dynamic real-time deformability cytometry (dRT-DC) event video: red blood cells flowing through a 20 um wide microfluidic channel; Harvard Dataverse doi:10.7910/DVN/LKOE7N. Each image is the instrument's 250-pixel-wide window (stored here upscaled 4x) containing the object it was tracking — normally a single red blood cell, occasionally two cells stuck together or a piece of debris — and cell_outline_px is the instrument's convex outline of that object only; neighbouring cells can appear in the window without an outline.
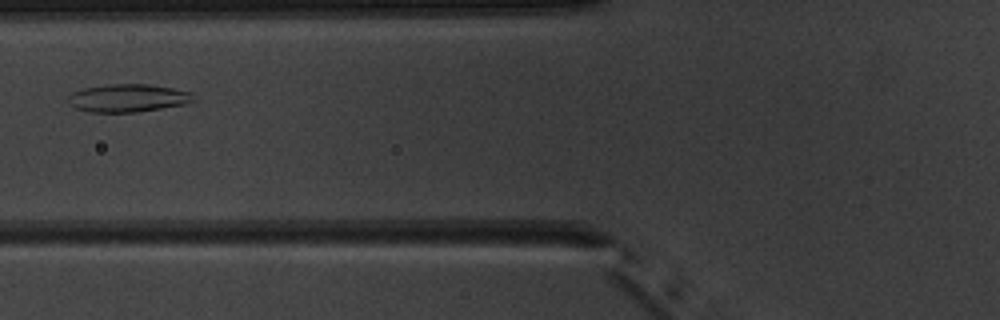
{"species": "common noctule bat (a hibernating species)", "species_latin": "Nyctalus noctula", "temperature_condition": "warm", "stored_images_in_passage": 4, "camera_frame_rate_fps": 3000, "um_per_image_px": 0.085, "animal": {"sex": "male", "body_mass_g": 20.1, "forearm_length_mm": 53.5}, "frame": {"image": 1, "passage_image": 3, "time_ms": 2.333, "image_size_px": [1000, 320], "cell_outline_px": [[196, 100], [188, 104], [136, 112], [88, 112], [76, 108], [68, 104], [68, 96], [72, 92], [84, 88], [108, 84], [152, 84], [192, 92]], "centroid_in_image_um": [10.9, 8.33], "position_along_channel_um": 114.9, "area_um2": 20.63}}